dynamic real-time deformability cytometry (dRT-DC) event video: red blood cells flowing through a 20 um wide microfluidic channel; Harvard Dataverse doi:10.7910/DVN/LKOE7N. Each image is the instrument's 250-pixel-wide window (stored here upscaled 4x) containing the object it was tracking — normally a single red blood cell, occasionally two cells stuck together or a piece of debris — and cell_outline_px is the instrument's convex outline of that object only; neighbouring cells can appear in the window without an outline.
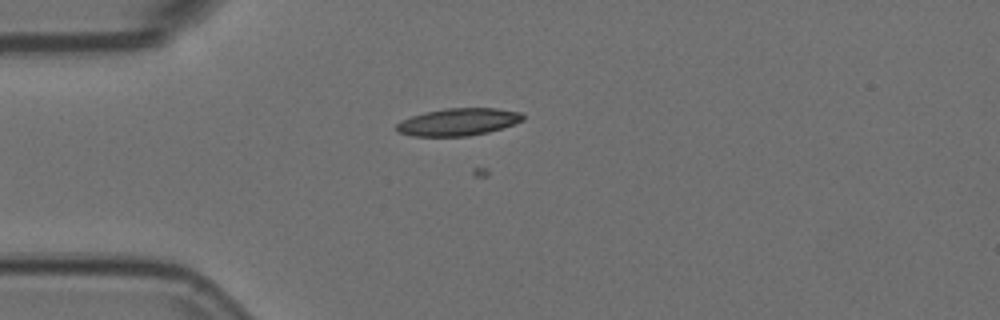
{"species": "Egyptian fruit bat (a non-hibernating species)", "species_latin": "Rousettus aegyptiacus", "temperature_condition": "room temperature", "stored_images_in_passage": 48, "camera_frame_rate_fps": 3000, "um_per_image_px": 0.085, "animal": {"sex": "female"}, "frame": {"image": 1, "passage_image": 7, "time_ms": 2.0, "image_size_px": [1000, 320], "cell_outline_px": [[524, 120], [488, 132], [468, 136], [412, 136], [400, 132], [396, 128], [396, 124], [412, 116], [424, 112], [448, 108], [496, 108], [520, 112], [524, 116]], "centroid_in_image_um": [38.96, 10.36], "position_along_channel_um": 46.0, "area_um2": 19.88}}
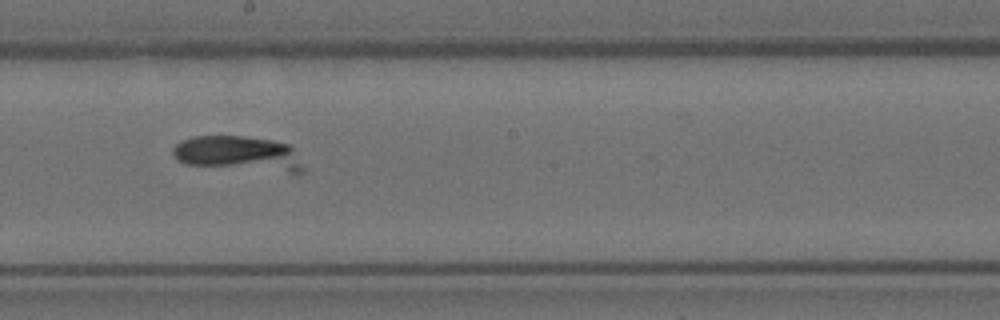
{"frame": {"image": 2, "passage_image": 23, "time_ms": 7.333, "image_size_px": [1000, 320], "cell_outline_px": [[304, 172], [300, 176], [184, 164], [172, 152], [172, 148], [180, 140], [192, 136], [244, 136], [272, 140], [288, 144], [292, 148], [304, 168]], "centroid_in_image_um": [20.34, 13.11], "position_along_channel_um": 227.9, "area_um2": 27.57}}
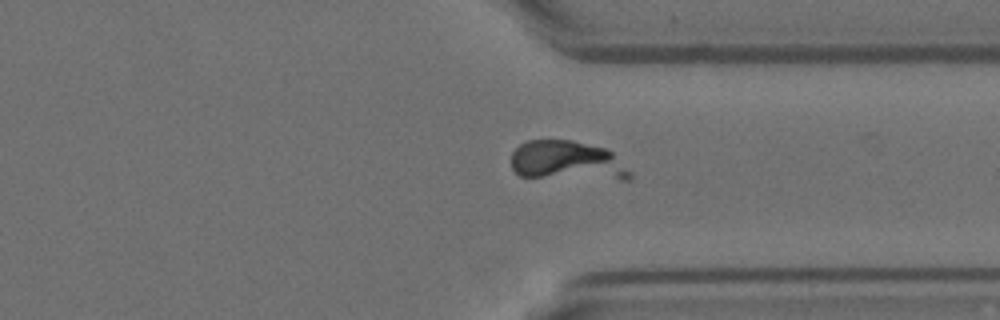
{"frame": {"image": 3, "passage_image": 34, "time_ms": 11.0, "image_size_px": [1000, 320], "cell_outline_px": [[632, 180], [620, 180], [520, 176], [512, 168], [512, 152], [520, 144], [528, 140], [572, 140], [604, 148], [612, 152], [632, 172]], "centroid_in_image_um": [48.25, 13.68], "position_along_channel_um": 363.1, "area_um2": 27.51}}